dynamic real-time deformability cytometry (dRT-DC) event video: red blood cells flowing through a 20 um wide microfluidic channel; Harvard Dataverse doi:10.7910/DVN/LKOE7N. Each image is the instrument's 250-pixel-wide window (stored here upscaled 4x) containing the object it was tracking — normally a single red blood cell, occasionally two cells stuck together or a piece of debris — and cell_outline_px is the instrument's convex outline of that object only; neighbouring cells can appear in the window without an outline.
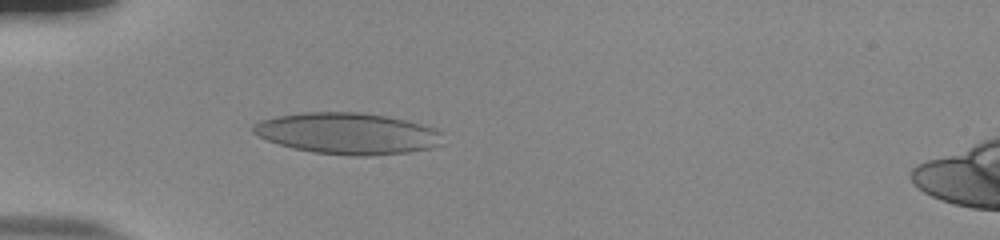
{"species": "human", "species_latin": "Homo sapiens", "temperature_condition": "room temperature", "stored_images_in_passage": 42, "camera_frame_rate_fps": 3000, "um_per_image_px": 0.085, "donor": {"sex": "male"}, "frame": {"image": 1, "passage_image": 10, "time_ms": 3.0, "image_size_px": [1000, 240], "cell_outline_px": [[444, 144], [428, 148], [408, 152], [368, 156], [356, 156], [312, 152], [292, 148], [268, 140], [252, 132], [252, 124], [260, 120], [276, 116], [304, 112], [356, 112], [384, 116], [404, 120], [420, 124], [432, 128], [440, 132]], "centroid_in_image_um": [29.51, 11.35], "position_along_channel_um": 55.5, "area_um2": 45.43}}
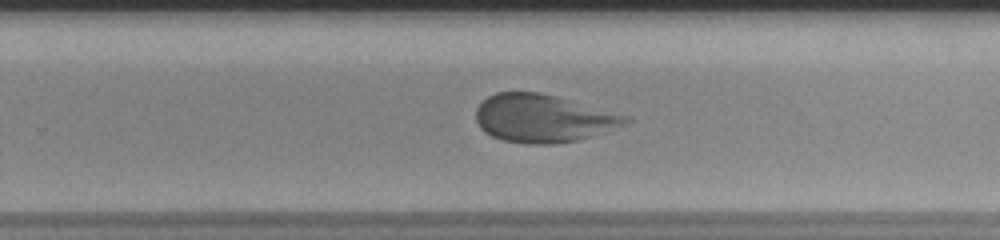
{"frame": {"image": 2, "passage_image": 29, "time_ms": 9.333, "image_size_px": [1000, 240], "cell_outline_px": [[632, 120], [628, 124], [592, 136], [576, 140], [552, 144], [528, 144], [504, 140], [492, 136], [484, 132], [480, 128], [476, 120], [476, 108], [488, 96], [496, 92], [540, 92], [556, 96], [628, 116]], "centroid_in_image_um": [46.16, 10.06], "position_along_channel_um": 283.6, "area_um2": 41.62}}
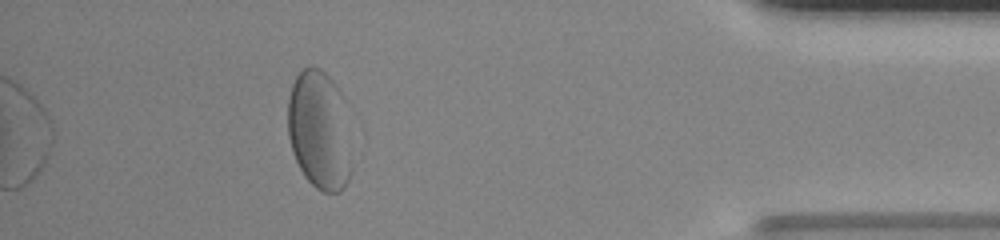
{"frame": {"image": 3, "passage_image": 42, "time_ms": 13.667, "image_size_px": [1000, 240], "cell_outline_px": [[352, 172], [344, 188], [340, 192], [324, 192], [316, 188], [304, 176], [292, 152], [288, 136], [288, 96], [292, 84], [296, 76], [304, 68], [320, 68], [332, 80], [340, 92], [344, 100], [352, 168]], "centroid_in_image_um": [27.14, 11.1], "position_along_channel_um": 408.1, "area_um2": 44.39}, "authors_computed_cell_mechanics": {"area_um2": 42.194, "velocity_mm_per_s": 3.8037, "shape_relaxation_time_tau1_ms": 9.9948, "shape_relaxation_time_tau2_ms": null, "deformation_change_tau1": 0.3148, "deformation_change_tau2": null}}